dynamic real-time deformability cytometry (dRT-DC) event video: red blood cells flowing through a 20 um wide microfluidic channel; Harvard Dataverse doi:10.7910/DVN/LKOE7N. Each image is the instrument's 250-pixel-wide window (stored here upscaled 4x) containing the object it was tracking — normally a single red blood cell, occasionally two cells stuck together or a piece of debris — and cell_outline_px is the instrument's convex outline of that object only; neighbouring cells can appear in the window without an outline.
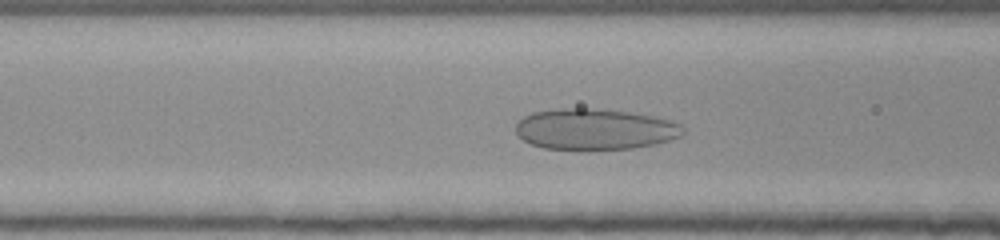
{"species": "human", "species_latin": "Homo sapiens", "temperature_condition": "room temperature", "stored_images_in_passage": 48, "camera_frame_rate_fps": 3000, "um_per_image_px": 0.085, "donor": {"sex": "female"}, "frame": {"image": 1, "passage_image": 16, "time_ms": 5.0, "image_size_px": [1000, 240], "cell_outline_px": [[684, 132], [680, 136], [656, 144], [632, 148], [588, 152], [544, 148], [532, 144], [524, 140], [516, 132], [516, 124], [524, 116], [532, 112], [560, 108], [584, 108], [628, 112], [652, 116], [668, 120], [680, 124], [684, 128]], "centroid_in_image_um": [50.54, 11.02], "position_along_channel_um": 116.1, "area_um2": 40.46}}
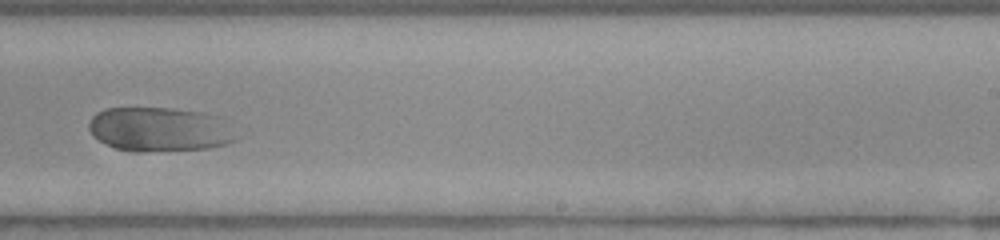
{"frame": {"image": 2, "passage_image": 29, "time_ms": 9.333, "image_size_px": [1000, 240], "cell_outline_px": [[236, 140], [228, 144], [208, 148], [116, 148], [104, 144], [96, 140], [92, 136], [88, 128], [88, 124], [92, 116], [96, 112], [104, 108], [168, 108], [200, 112], [216, 116]], "centroid_in_image_um": [13.42, 10.94], "position_along_channel_um": 275.6, "area_um2": 36.18}}
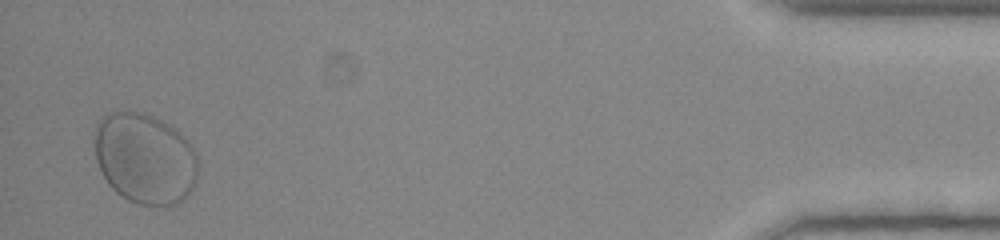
{"frame": {"image": 3, "passage_image": 47, "time_ms": 15.333, "image_size_px": [1000, 240], "cell_outline_px": [[196, 180], [192, 188], [180, 200], [172, 204], [136, 204], [128, 200], [116, 192], [108, 184], [96, 160], [96, 120], [112, 112], [144, 112], [168, 124], [184, 136], [192, 148], [196, 156]], "centroid_in_image_um": [12.29, 13.45], "position_along_channel_um": 422.9, "area_um2": 53.93}}